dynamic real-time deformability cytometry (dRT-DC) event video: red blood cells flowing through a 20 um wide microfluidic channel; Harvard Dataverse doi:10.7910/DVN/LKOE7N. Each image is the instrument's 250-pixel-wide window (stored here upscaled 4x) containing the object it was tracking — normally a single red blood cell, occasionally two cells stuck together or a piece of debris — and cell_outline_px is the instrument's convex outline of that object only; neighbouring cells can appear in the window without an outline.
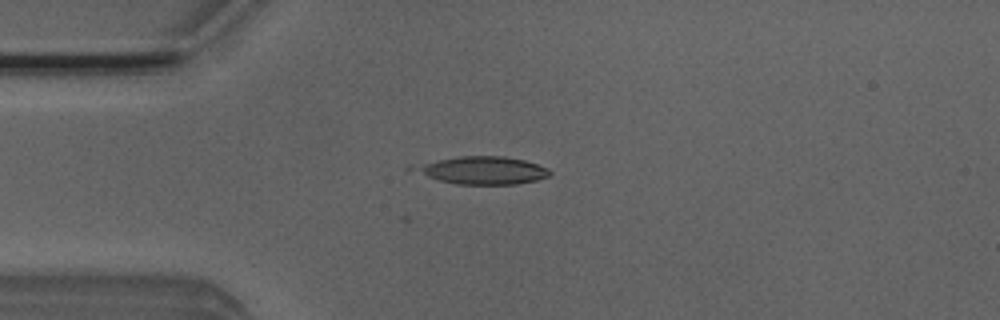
{"species": "Egyptian fruit bat (a non-hibernating species)", "species_latin": "Rousettus aegyptiacus", "temperature_condition": "room temperature", "stored_images_in_passage": 3, "camera_frame_rate_fps": 3000, "um_per_image_px": 0.085, "animal": {"sex": "male"}, "frame": {"image": 1, "passage_image": 1, "time_ms": 0.0, "image_size_px": [1000, 320], "cell_outline_px": [[552, 172], [548, 176], [536, 180], [516, 184], [456, 184], [440, 180], [404, 168], [408, 164], [460, 156], [504, 156], [524, 160], [548, 168]], "centroid_in_image_um": [40.9, 14.46], "position_along_channel_um": 44.1, "area_um2": 22.14}}